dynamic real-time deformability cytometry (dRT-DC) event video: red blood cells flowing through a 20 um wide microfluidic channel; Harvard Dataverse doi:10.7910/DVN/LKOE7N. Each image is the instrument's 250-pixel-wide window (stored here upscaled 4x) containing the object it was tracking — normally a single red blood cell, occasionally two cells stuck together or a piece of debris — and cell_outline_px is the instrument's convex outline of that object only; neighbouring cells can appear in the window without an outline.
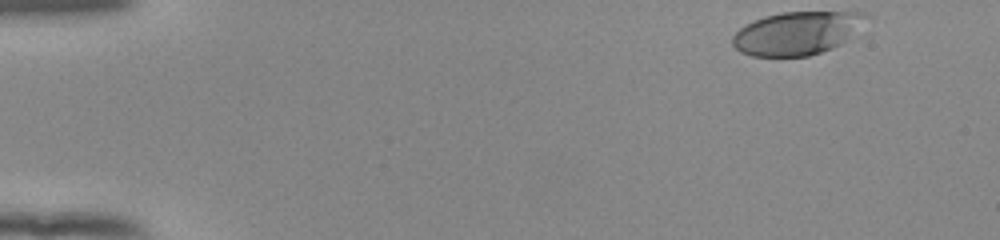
{"species": "human", "species_latin": "Homo sapiens", "temperature_condition": "room temperature", "stored_images_in_passage": 50, "camera_frame_rate_fps": 3000, "um_per_image_px": 0.085, "donor": {"sex": "female"}, "frame": {"image": 1, "passage_image": 1, "time_ms": 0.0, "image_size_px": [1000, 240], "cell_outline_px": [[872, 16], [840, 44], [832, 48], [808, 56], [752, 56], [740, 52], [732, 44], [732, 36], [744, 24], [764, 16], [780, 12], [864, 12]], "centroid_in_image_um": [67.72, 2.8], "position_along_channel_um": 17.3, "area_um2": 33.52}}
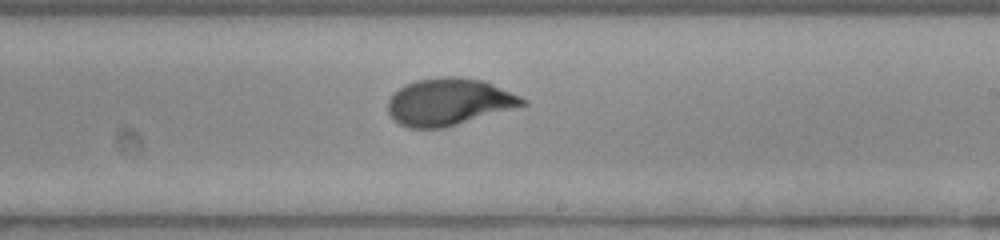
{"frame": {"image": 2, "passage_image": 29, "time_ms": 9.333, "image_size_px": [1000, 240], "cell_outline_px": [[528, 104], [444, 128], [408, 128], [392, 120], [388, 112], [388, 100], [404, 84], [416, 80], [440, 76], [460, 76], [484, 80], [520, 96], [528, 100]], "centroid_in_image_um": [38.15, 8.65], "position_along_channel_um": 250.9, "area_um2": 37.05}}
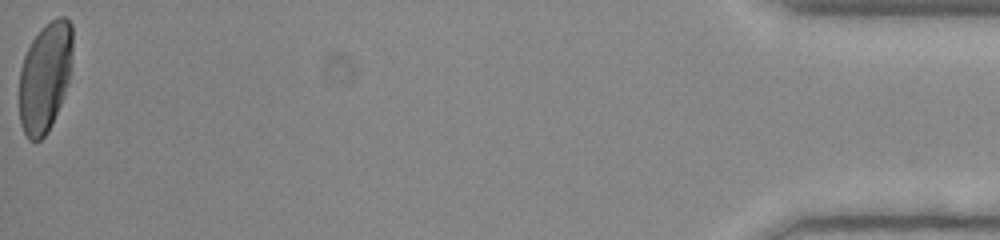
{"frame": {"image": 3, "passage_image": 50, "time_ms": 16.333, "image_size_px": [1000, 240], "cell_outline_px": [[72, 56], [68, 80], [64, 96], [52, 124], [48, 132], [40, 140], [28, 140], [20, 124], [20, 68], [24, 56], [32, 40], [44, 24], [60, 16], [64, 16], [72, 24]], "centroid_in_image_um": [3.83, 6.54], "position_along_channel_um": 431.4, "area_um2": 34.1}, "authors_computed_cell_mechanics": {"area_um2": 35.7782, "velocity_mm_per_s": 3.8624, "shape_relaxation_time_tau1_ms": 4.3464, "shape_relaxation_time_tau2_ms": null, "deformation_change_tau1": 0.2033, "deformation_change_tau2": null}}